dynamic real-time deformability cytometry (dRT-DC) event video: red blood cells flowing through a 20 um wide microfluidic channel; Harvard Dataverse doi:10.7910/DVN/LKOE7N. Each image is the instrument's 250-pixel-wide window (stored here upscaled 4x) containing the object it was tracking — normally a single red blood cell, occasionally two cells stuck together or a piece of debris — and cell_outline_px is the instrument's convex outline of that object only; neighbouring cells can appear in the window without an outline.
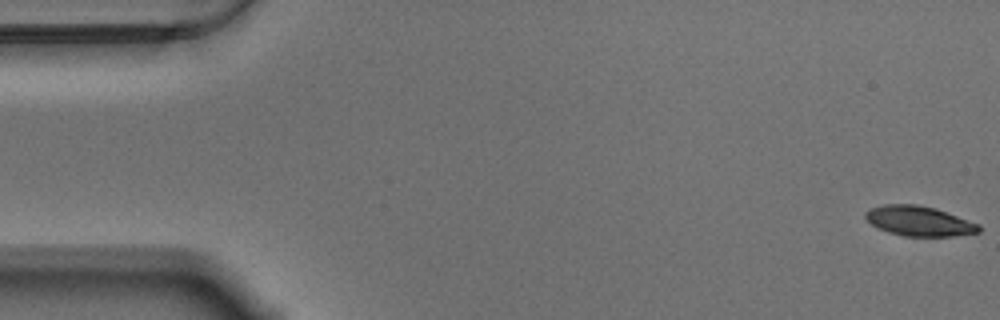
{"species": "Egyptian fruit bat (a non-hibernating species)", "species_latin": "Rousettus aegyptiacus", "temperature_condition": "warm", "stored_images_in_passage": 57, "camera_frame_rate_fps": 3000, "um_per_image_px": 0.085, "animal": {"sex": "male"}, "frame": {"image": 1, "passage_image": 1, "time_ms": 0.0, "image_size_px": [1000, 320], "cell_outline_px": [[980, 232], [952, 236], [904, 236], [888, 232], [876, 228], [864, 216], [864, 212], [868, 208], [884, 204], [916, 204], [936, 208], [980, 224]], "centroid_in_image_um": [78.09, 18.78], "position_along_channel_um": 6.9, "area_um2": 19.94}}
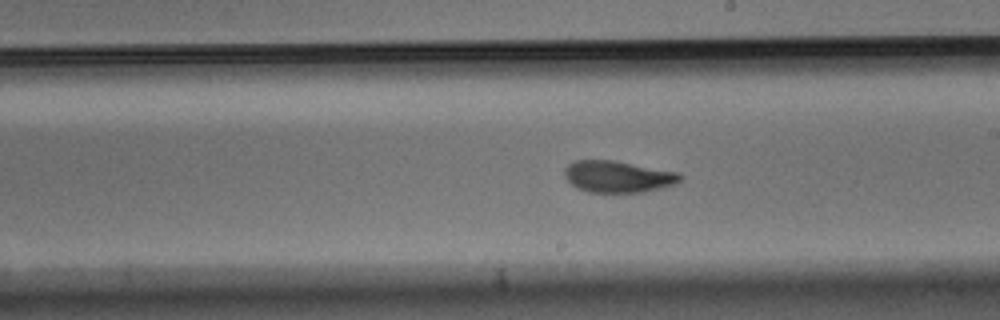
{"frame": {"image": 2, "passage_image": 32, "time_ms": 10.333, "image_size_px": [1000, 320], "cell_outline_px": [[684, 176], [676, 184], [644, 192], [588, 192], [576, 188], [564, 176], [564, 168], [568, 164], [576, 160], [612, 160], [680, 172]], "centroid_in_image_um": [52.54, 15.01], "position_along_channel_um": 236.5, "area_um2": 21.44}}
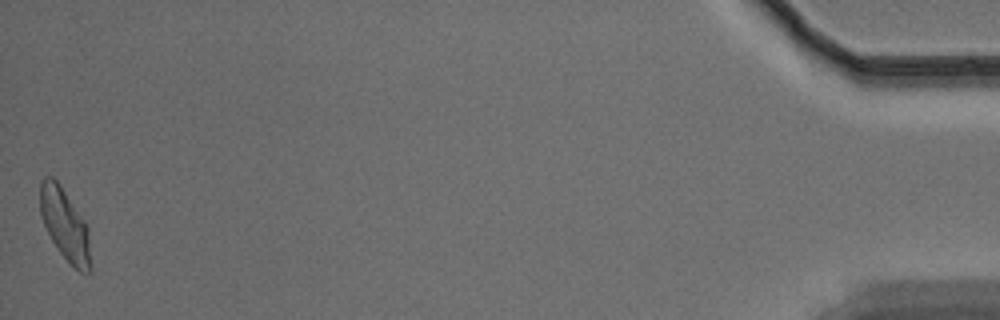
{"frame": {"image": 3, "passage_image": 57, "time_ms": 18.667, "image_size_px": [1000, 320], "cell_outline_px": [[92, 272], [80, 272], [60, 252], [52, 240], [40, 216], [40, 180], [44, 176], [52, 176], [60, 184], [84, 220], [88, 228], [92, 264]], "centroid_in_image_um": [5.53, 19.08], "position_along_channel_um": 429.7, "area_um2": 21.1}, "authors_computed_cell_mechanics": {"area_um2": 21.097, "velocity_mm_per_s": 3.5183, "shape_relaxation_time_tau1_ms": 3.8585, "shape_relaxation_time_tau2_ms": 2.092, "deformation_change_tau1": 0.1786, "deformation_change_tau2": 0.0913}}